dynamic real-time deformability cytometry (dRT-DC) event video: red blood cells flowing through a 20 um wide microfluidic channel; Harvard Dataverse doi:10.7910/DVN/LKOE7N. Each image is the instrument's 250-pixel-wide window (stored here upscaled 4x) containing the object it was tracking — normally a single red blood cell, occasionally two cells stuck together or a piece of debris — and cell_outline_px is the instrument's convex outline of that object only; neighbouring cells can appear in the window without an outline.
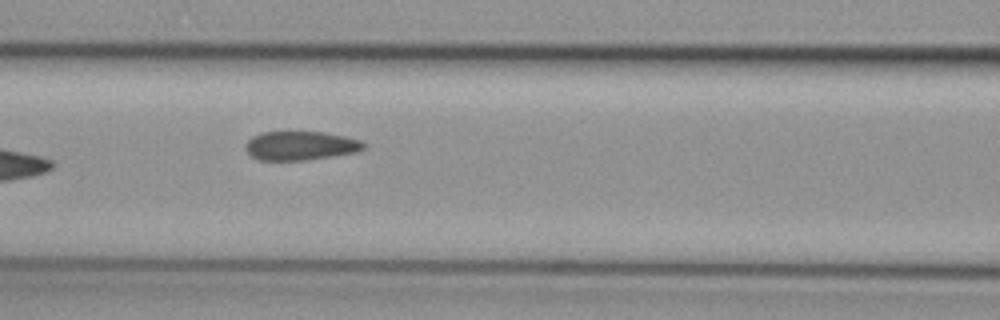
{"species": "common noctule bat (a hibernating species)", "species_latin": "Nyctalus noctula", "temperature_condition": "cold", "stored_images_in_passage": 6, "camera_frame_rate_fps": 3000, "um_per_image_px": 0.085, "animal": {"sex": "female", "body_mass_g": 29.2, "forearm_length_mm": 56.3}, "frame": {"image": 1, "passage_image": 6, "time_ms": 1.667, "image_size_px": [1000, 320], "cell_outline_px": [[368, 144], [364, 148], [356, 152], [332, 156], [304, 160], [256, 160], [244, 148], [244, 144], [252, 136], [260, 132], [324, 132], [344, 136], [360, 140]], "centroid_in_image_um": [25.52, 12.38], "position_along_channel_um": 141.1, "area_um2": 20.0}}